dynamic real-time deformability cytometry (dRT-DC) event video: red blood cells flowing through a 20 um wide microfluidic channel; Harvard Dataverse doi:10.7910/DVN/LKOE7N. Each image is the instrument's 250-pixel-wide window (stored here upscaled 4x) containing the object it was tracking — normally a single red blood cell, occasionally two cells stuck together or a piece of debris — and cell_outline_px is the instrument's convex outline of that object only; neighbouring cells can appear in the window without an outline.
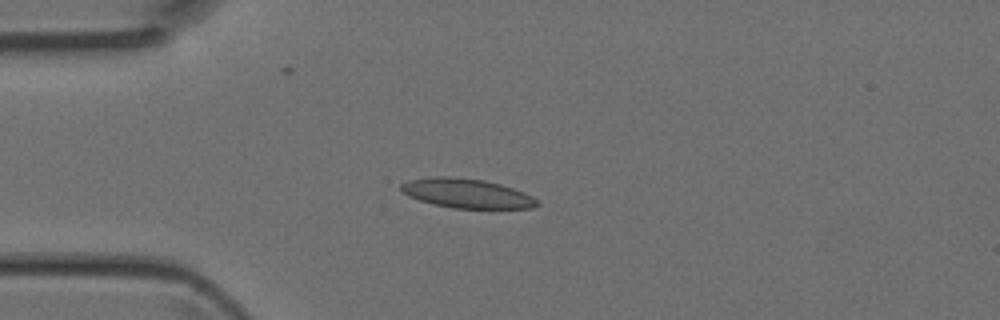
{"species": "Egyptian fruit bat (a non-hibernating species)", "species_latin": "Rousettus aegyptiacus", "temperature_condition": "room temperature", "stored_images_in_passage": 4, "camera_frame_rate_fps": 3000, "um_per_image_px": 0.085, "animal": {"sex": "female"}, "frame": {"image": 1, "passage_image": 3, "time_ms": 0.667, "image_size_px": [1000, 320], "cell_outline_px": [[540, 204], [532, 208], [452, 208], [432, 204], [408, 196], [400, 192], [400, 184], [408, 180], [436, 176], [448, 176], [484, 180], [500, 184], [524, 192], [532, 196]], "centroid_in_image_um": [39.63, 16.43], "position_along_channel_um": 45.4, "area_um2": 23.29}}